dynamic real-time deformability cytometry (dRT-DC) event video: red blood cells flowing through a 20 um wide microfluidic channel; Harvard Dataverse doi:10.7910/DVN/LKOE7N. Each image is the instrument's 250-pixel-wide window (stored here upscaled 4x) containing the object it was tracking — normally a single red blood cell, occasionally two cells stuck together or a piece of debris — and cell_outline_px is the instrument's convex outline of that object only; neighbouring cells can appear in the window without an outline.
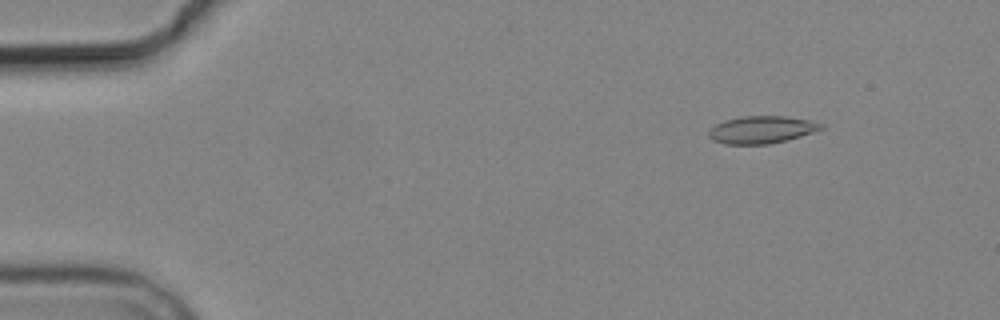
{"species": "common noctule bat (a hibernating species)", "species_latin": "Nyctalus noctula", "temperature_condition": "cold", "stored_images_in_passage": 5, "camera_frame_rate_fps": 3000, "um_per_image_px": 0.085, "animal": {"sex": "male", "body_mass_g": 19.2, "forearm_length_mm": 51.8}, "frame": {"image": 1, "passage_image": 2, "time_ms": 1.0, "image_size_px": [1000, 320], "cell_outline_px": [[824, 128], [788, 140], [768, 144], [724, 144], [712, 140], [708, 136], [708, 132], [716, 124], [724, 120], [744, 116], [784, 116], [808, 120], [824, 124]], "centroid_in_image_um": [64.72, 11.03], "position_along_channel_um": 20.3, "area_um2": 17.86}}
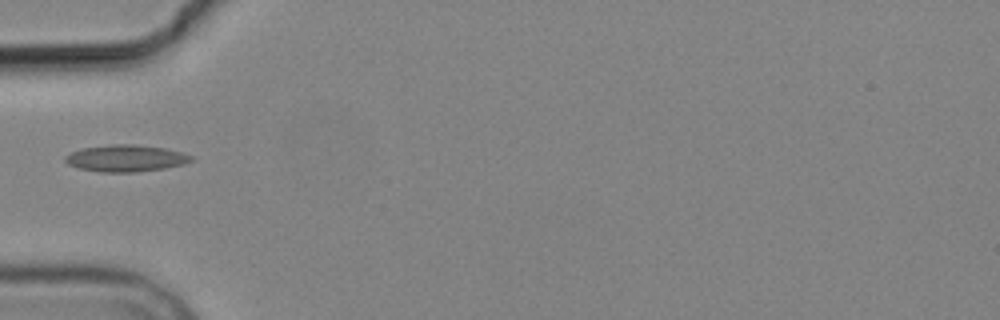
{"frame": {"image": 2, "passage_image": 5, "time_ms": 5.0, "image_size_px": [1000, 320], "cell_outline_px": [[192, 160], [184, 164], [164, 168], [136, 172], [100, 172], [76, 168], [68, 164], [64, 160], [64, 156], [80, 148], [112, 144], [132, 144], [164, 148], [180, 152], [192, 156]], "centroid_in_image_um": [10.63, 13.45], "position_along_channel_um": 74.4, "area_um2": 19.65}}